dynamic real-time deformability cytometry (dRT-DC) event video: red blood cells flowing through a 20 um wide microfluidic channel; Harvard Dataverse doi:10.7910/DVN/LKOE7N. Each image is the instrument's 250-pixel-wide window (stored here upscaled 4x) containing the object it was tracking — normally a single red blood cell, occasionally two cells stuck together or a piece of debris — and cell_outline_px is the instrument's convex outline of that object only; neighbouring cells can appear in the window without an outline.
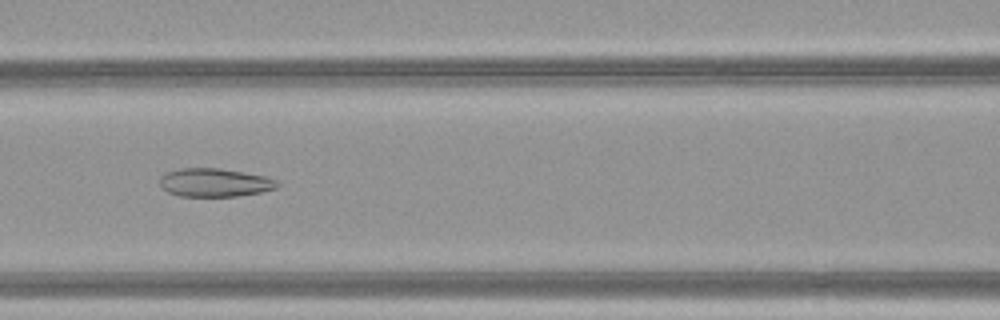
{"species": "common noctule bat (a hibernating species)", "species_latin": "Nyctalus noctula", "temperature_condition": "warm", "stored_images_in_passage": 33, "camera_frame_rate_fps": 3000, "um_per_image_px": 0.085, "animal": {"sex": "female", "body_mass_g": 21.9}, "frame": {"image": 1, "passage_image": 6, "time_ms": 1.667, "image_size_px": [1000, 320], "cell_outline_px": [[280, 184], [276, 188], [260, 192], [236, 196], [180, 196], [168, 192], [160, 188], [160, 176], [168, 172], [180, 168], [220, 168], [264, 176], [276, 180]], "centroid_in_image_um": [18.21, 15.52], "position_along_channel_um": 148.4, "area_um2": 19.36}}
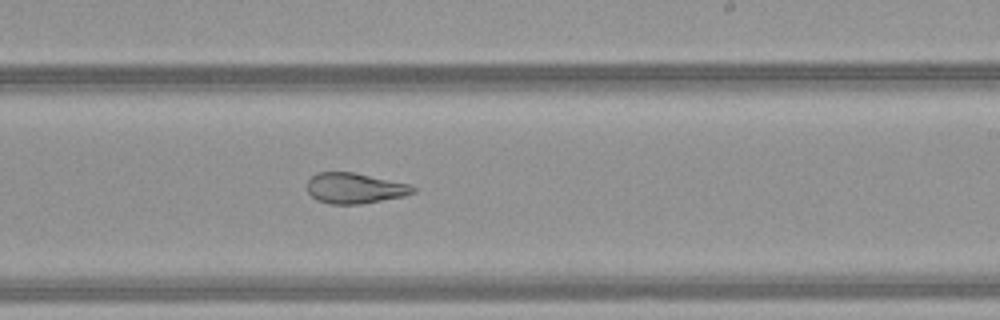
{"frame": {"image": 2, "passage_image": 14, "time_ms": 4.333, "image_size_px": [1000, 320], "cell_outline_px": [[416, 192], [404, 196], [360, 204], [332, 204], [316, 200], [308, 192], [308, 180], [316, 172], [352, 172], [412, 184], [416, 188]], "centroid_in_image_um": [30.18, 15.99], "position_along_channel_um": 258.8, "area_um2": 18.9}}
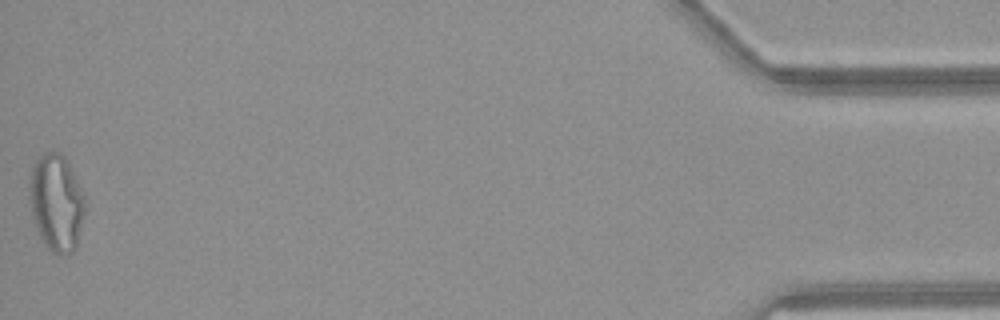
{"frame": {"image": 3, "passage_image": 33, "time_ms": 10.667, "image_size_px": [1000, 320], "cell_outline_px": [[84, 212], [76, 248], [72, 252], [52, 252], [40, 236], [32, 212], [32, 168], [36, 160], [44, 152], [60, 152], [64, 156], [84, 196]], "centroid_in_image_um": [4.83, 17.21], "position_along_channel_um": 430.4, "area_um2": 29.82}}